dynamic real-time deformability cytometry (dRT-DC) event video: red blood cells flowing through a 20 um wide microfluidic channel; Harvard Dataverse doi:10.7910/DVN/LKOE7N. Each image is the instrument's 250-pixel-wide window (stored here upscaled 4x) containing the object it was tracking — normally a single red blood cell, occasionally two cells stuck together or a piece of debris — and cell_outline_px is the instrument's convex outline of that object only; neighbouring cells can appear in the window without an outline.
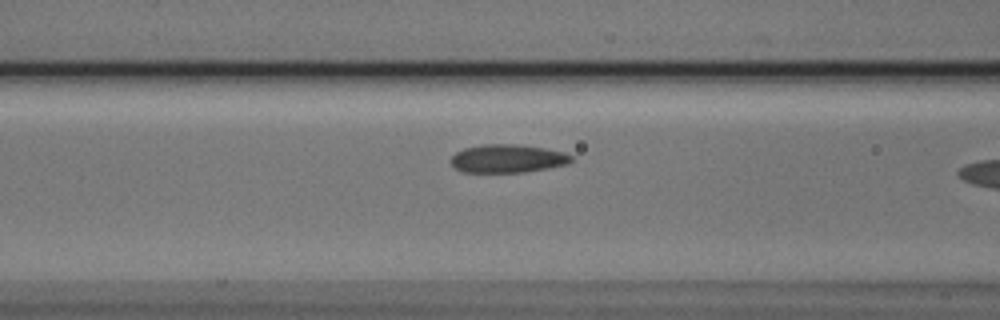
{"species": "Egyptian fruit bat (a non-hibernating species)", "species_latin": "Rousettus aegyptiacus", "temperature_condition": "cold", "stored_images_in_passage": 12, "camera_frame_rate_fps": 3000, "um_per_image_px": 0.085, "animal": {"sex": "male"}, "frame": {"image": 1, "passage_image": 10, "time_ms": 3.0, "image_size_px": [1000, 320], "cell_outline_px": [[576, 160], [568, 164], [548, 168], [524, 172], [460, 172], [452, 164], [452, 156], [456, 152], [464, 148], [480, 144], [516, 144], [544, 148], [564, 152], [572, 156]], "centroid_in_image_um": [43.17, 13.47], "position_along_channel_um": 123.4, "area_um2": 19.94}}